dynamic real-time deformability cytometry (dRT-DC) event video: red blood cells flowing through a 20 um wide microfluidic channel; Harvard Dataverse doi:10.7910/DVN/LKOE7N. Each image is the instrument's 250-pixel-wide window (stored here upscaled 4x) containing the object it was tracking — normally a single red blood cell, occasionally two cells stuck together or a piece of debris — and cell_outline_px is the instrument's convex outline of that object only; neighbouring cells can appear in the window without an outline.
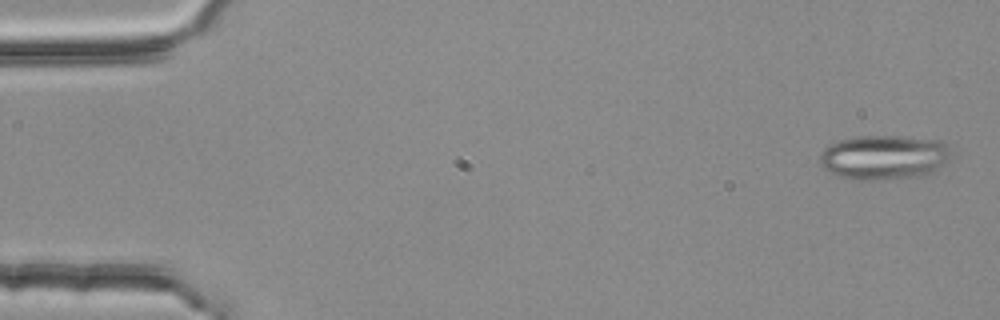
{"species": "common noctule bat (a hibernating species)", "species_latin": "Nyctalus noctula", "temperature_condition": "room temperature", "stored_images_in_passage": 54, "camera_frame_rate_fps": 3000, "um_per_image_px": 0.085, "animal": {"sex": "female", "body_mass_g": 25.1}, "frame": {"image": 1, "passage_image": 2, "time_ms": 0.333, "image_size_px": [1000, 320], "cell_outline_px": [[948, 160], [936, 172], [924, 176], [884, 180], [856, 180], [840, 176], [824, 168], [820, 160], [820, 152], [824, 148], [840, 140], [856, 136], [900, 136], [944, 140], [948, 152]], "centroid_in_image_um": [75.17, 13.38], "position_along_channel_um": 9.8, "area_um2": 34.28}}
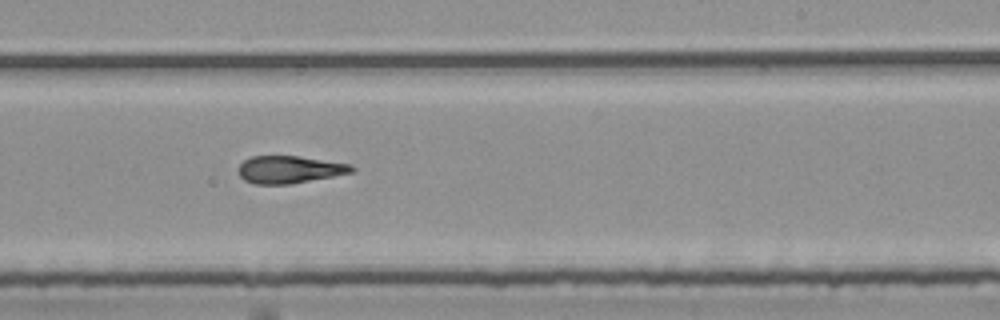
{"frame": {"image": 2, "passage_image": 33, "time_ms": 10.667, "image_size_px": [1000, 320], "cell_outline_px": [[356, 168], [352, 172], [292, 184], [252, 184], [244, 180], [240, 176], [236, 168], [244, 160], [252, 156], [300, 156], [352, 164]], "centroid_in_image_um": [24.58, 14.41], "position_along_channel_um": 264.4, "area_um2": 18.26}}
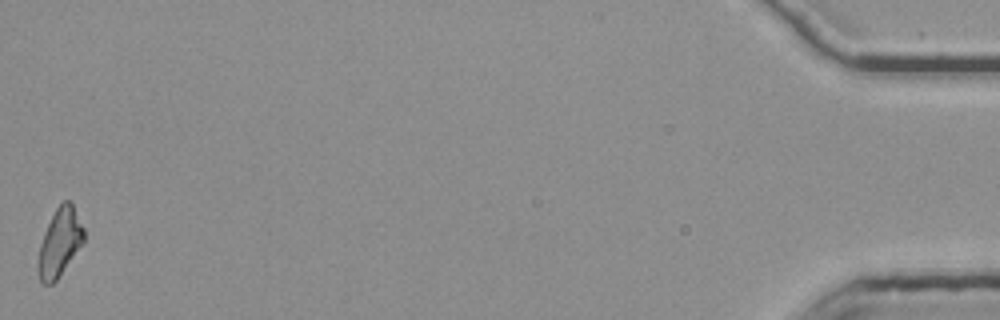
{"frame": {"image": 3, "passage_image": 54, "time_ms": 17.667, "image_size_px": [1000, 320], "cell_outline_px": [[84, 240], [56, 280], [52, 284], [40, 284], [36, 268], [36, 264], [40, 244], [44, 232], [56, 208], [64, 200], [72, 200], [84, 228]], "centroid_in_image_um": [5.04, 20.6], "position_along_channel_um": 430.2, "area_um2": 18.15}, "authors_computed_cell_mechanics": {"area_um2": 18.8139, "velocity_mm_per_s": 3.8013, "shape_relaxation_time_tau1_ms": 10.2639, "shape_relaxation_time_tau2_ms": 2.8538, "deformation_change_tau1": 0.2362, "deformation_change_tau2": 0.1366}}